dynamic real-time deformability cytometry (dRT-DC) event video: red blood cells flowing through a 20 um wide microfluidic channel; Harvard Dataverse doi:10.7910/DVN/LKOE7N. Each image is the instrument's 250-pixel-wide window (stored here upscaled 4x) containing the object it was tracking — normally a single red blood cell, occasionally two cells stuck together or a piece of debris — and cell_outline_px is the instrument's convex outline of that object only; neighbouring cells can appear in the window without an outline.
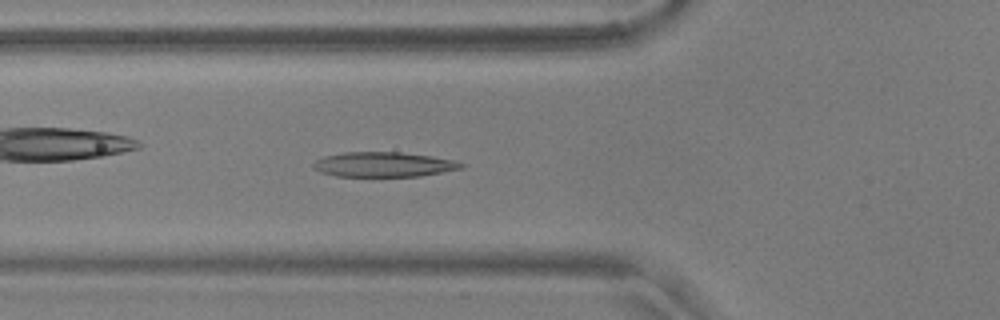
{"species": "common noctule bat (a hibernating species)", "species_latin": "Nyctalus noctula", "temperature_condition": "warm", "stored_images_in_passage": 43, "camera_frame_rate_fps": 3000, "um_per_image_px": 0.085, "animal": {"sex": "male", "body_mass_g": 17.9, "forearm_length_mm": 54.2}, "frame": {"image": 1, "passage_image": 13, "time_ms": 4.0, "image_size_px": [1000, 320], "cell_outline_px": [[464, 168], [420, 176], [336, 176], [320, 172], [312, 168], [312, 164], [316, 160], [324, 156], [344, 152], [400, 152], [432, 156], [452, 160], [464, 164]], "centroid_in_image_um": [32.58, 13.98], "position_along_channel_um": 93.2, "area_um2": 21.39}}
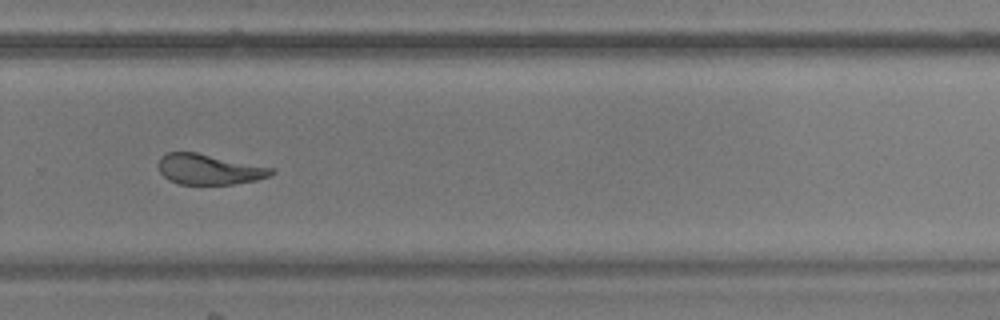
{"frame": {"image": 2, "passage_image": 31, "time_ms": 10.0, "image_size_px": [1000, 320], "cell_outline_px": [[276, 172], [268, 176], [256, 180], [232, 184], [180, 184], [168, 180], [160, 172], [156, 164], [160, 156], [168, 152], [196, 152], [272, 168]], "centroid_in_image_um": [17.7, 14.39], "position_along_channel_um": 312.1, "area_um2": 19.94}, "authors_computed_cell_mechanics": {"area_um2": 21.3282, "velocity_mm_per_s": 3.6474, "shape_relaxation_time_tau1_ms": 6.8008, "shape_relaxation_time_tau2_ms": 1.9191, "deformation_change_tau1": 0.2267, "deformation_change_tau2": 0.0961}}